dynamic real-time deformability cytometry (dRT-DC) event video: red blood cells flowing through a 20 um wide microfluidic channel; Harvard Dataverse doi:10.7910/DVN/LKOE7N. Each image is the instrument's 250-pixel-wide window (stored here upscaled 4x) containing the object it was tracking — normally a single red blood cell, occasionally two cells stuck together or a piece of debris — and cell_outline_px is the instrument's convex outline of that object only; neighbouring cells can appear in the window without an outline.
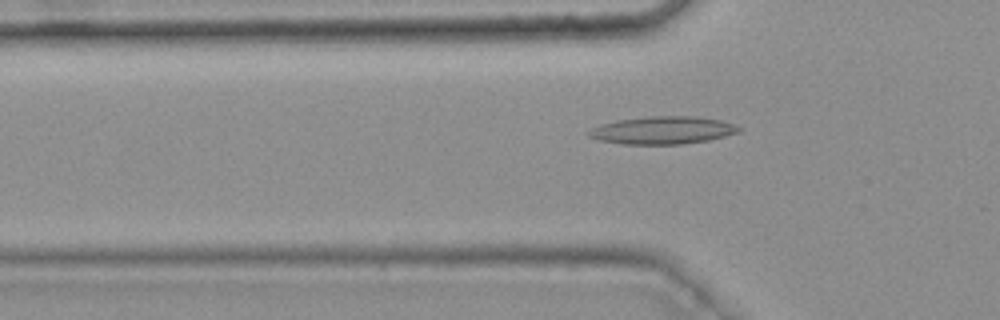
{"species": "common noctule bat (a hibernating species)", "species_latin": "Nyctalus noctula", "temperature_condition": "warm", "stored_images_in_passage": 45, "camera_frame_rate_fps": 3000, "um_per_image_px": 0.085, "animal": {"sex": "female", "body_mass_g": 25.1}, "frame": {"image": 1, "passage_image": 14, "time_ms": 4.333, "image_size_px": [1000, 320], "cell_outline_px": [[740, 132], [708, 140], [680, 144], [624, 144], [600, 140], [588, 136], [584, 132], [600, 124], [616, 120], [648, 116], [696, 116], [720, 120], [732, 124], [740, 128]], "centroid_in_image_um": [56.27, 11.06], "position_along_channel_um": 69.5, "area_um2": 24.16}}
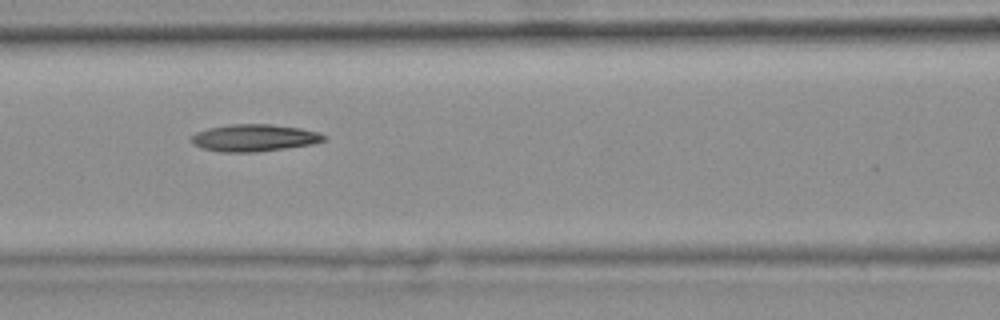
{"frame": {"image": 2, "passage_image": 20, "time_ms": 6.333, "image_size_px": [1000, 320], "cell_outline_px": [[328, 140], [312, 144], [256, 152], [220, 152], [204, 148], [192, 144], [188, 140], [196, 132], [208, 128], [228, 124], [272, 124], [300, 128], [316, 132], [328, 136]], "centroid_in_image_um": [21.59, 11.71], "position_along_channel_um": 145.0, "area_um2": 21.04}}
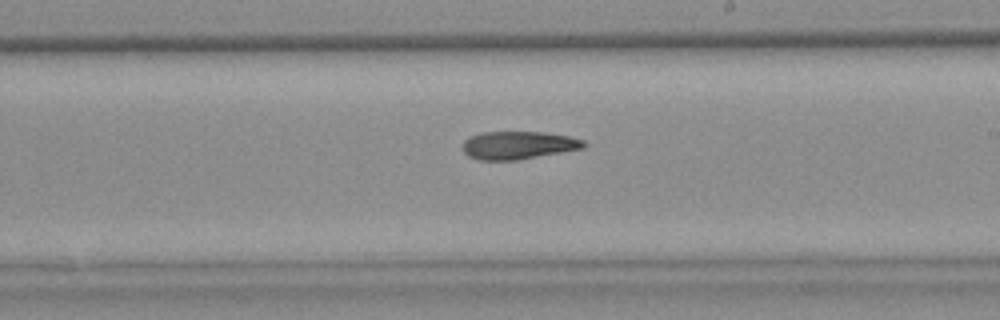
{"frame": {"image": 3, "passage_image": 28, "time_ms": 9.0, "image_size_px": [1000, 320], "cell_outline_px": [[588, 144], [584, 148], [516, 160], [476, 160], [468, 156], [464, 152], [464, 140], [480, 132], [544, 132], [568, 136], [584, 140]], "centroid_in_image_um": [44.06, 12.34], "position_along_channel_um": 244.9, "area_um2": 19.65}, "authors_computed_cell_mechanics": {"area_um2": 20.5768, "velocity_mm_per_s": 3.7593, "shape_relaxation_time_tau1_ms": null, "shape_relaxation_time_tau2_ms": 10.3033, "deformation_change_tau1": null, "deformation_change_tau2": 0.2251}}